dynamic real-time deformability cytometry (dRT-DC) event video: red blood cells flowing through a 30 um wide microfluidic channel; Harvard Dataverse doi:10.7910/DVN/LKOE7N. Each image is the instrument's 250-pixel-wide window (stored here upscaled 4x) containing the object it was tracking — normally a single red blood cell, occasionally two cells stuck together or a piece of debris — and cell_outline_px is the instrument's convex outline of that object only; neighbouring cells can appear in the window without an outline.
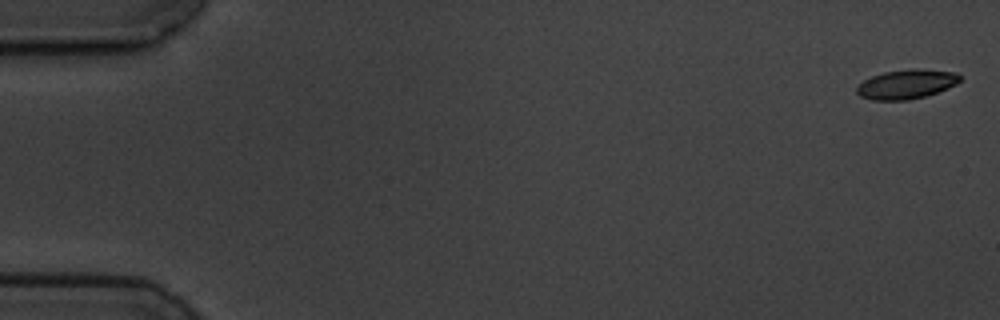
{"species": "common noctule bat (a hibernating species)", "species_latin": "Nyctalus noctula", "temperature_condition": "cold", "stored_images_in_passage": 4, "camera_frame_rate_fps": 3000, "um_per_image_px": 0.085, "animal": {"sex": "male", "body_mass_g": 19.5, "forearm_length_mm": 54.6}, "frame": {"image": 1, "passage_image": 1, "time_ms": 0.0, "image_size_px": [1000, 320], "cell_outline_px": [[960, 80], [956, 84], [948, 88], [924, 96], [908, 100], [872, 100], [860, 96], [856, 92], [856, 88], [864, 80], [872, 76], [884, 72], [956, 72], [960, 76]], "centroid_in_image_um": [76.98, 7.22], "position_along_channel_um": 8.0, "area_um2": 16.47}}